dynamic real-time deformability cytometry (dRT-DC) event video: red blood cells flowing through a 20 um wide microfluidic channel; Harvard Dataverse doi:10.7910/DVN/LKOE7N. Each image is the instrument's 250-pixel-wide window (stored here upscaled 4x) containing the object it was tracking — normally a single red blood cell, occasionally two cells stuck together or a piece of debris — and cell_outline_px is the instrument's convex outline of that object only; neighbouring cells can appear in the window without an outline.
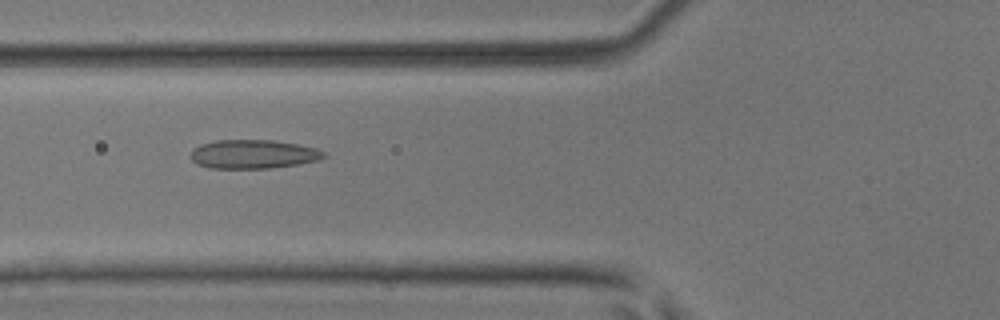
{"species": "common noctule bat (a hibernating species)", "species_latin": "Nyctalus noctula", "temperature_condition": "room temperature", "stored_images_in_passage": 8, "camera_frame_rate_fps": 3000, "um_per_image_px": 0.085, "animal": {"sex": "male", "body_mass_g": 17.9, "forearm_length_mm": 54.2}, "frame": {"image": 1, "passage_image": 6, "time_ms": 1.667, "image_size_px": [1000, 320], "cell_outline_px": [[324, 156], [320, 160], [272, 168], [208, 168], [196, 164], [188, 156], [192, 148], [200, 144], [216, 140], [272, 140], [296, 144], [316, 148], [324, 152]], "centroid_in_image_um": [21.45, 13.1], "position_along_channel_um": 104.4, "area_um2": 22.48}}
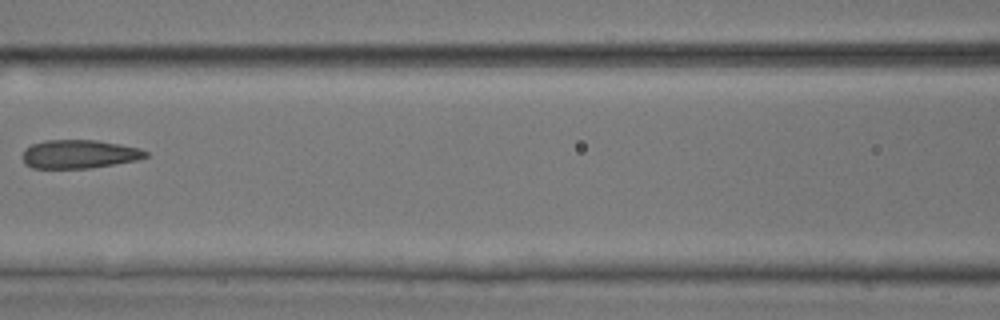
{"frame": {"image": 2, "passage_image": 7, "time_ms": 2.0, "image_size_px": [1000, 320], "cell_outline_px": [[148, 156], [136, 160], [92, 168], [32, 168], [24, 164], [20, 156], [24, 148], [32, 144], [44, 140], [96, 140], [120, 144], [140, 148], [148, 152]], "centroid_in_image_um": [6.68, 13.1], "position_along_channel_um": 159.9, "area_um2": 20.75}}
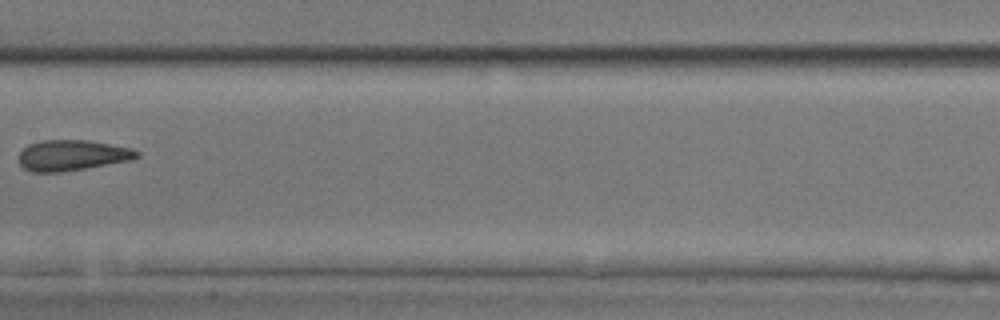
{"frame": {"image": 3, "passage_image": 8, "time_ms": 2.333, "image_size_px": [1000, 320], "cell_outline_px": [[140, 156], [132, 160], [60, 172], [32, 172], [24, 168], [20, 164], [20, 152], [28, 144], [40, 140], [88, 140], [132, 148], [140, 152]], "centroid_in_image_um": [6.15, 13.19], "position_along_channel_um": 201.3, "area_um2": 21.04}}